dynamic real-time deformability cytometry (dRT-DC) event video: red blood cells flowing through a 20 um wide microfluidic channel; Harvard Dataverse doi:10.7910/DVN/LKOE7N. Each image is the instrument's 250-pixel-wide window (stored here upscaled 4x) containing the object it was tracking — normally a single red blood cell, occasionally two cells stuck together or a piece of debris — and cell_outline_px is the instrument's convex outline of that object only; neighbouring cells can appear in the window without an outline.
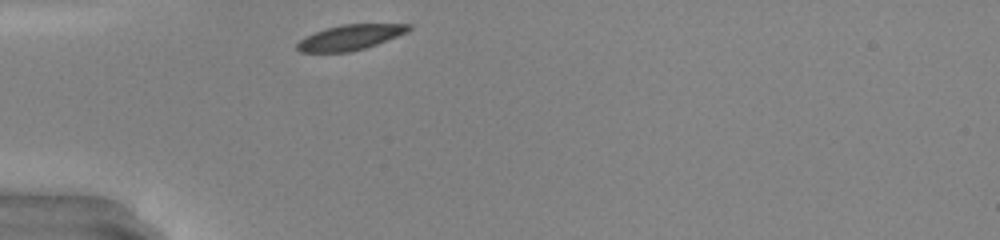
{"species": "common noctule bat (a hibernating species)", "species_latin": "Nyctalus noctula", "temperature_condition": "warm", "stored_images_in_passage": 26, "camera_frame_rate_fps": 3000, "um_per_image_px": 0.085, "animal": {"sex": "male", "body_mass_g": 20.0, "forearm_length_mm": 53.3}, "frame": {"image": 1, "passage_image": 1, "time_ms": 0.0, "image_size_px": [1000, 240], "cell_outline_px": [[412, 28], [408, 32], [376, 44], [364, 48], [348, 52], [300, 52], [296, 48], [296, 44], [304, 36], [328, 28], [344, 24], [412, 24]], "centroid_in_image_um": [29.77, 3.17], "position_along_channel_um": 55.2, "area_um2": 16.24}}
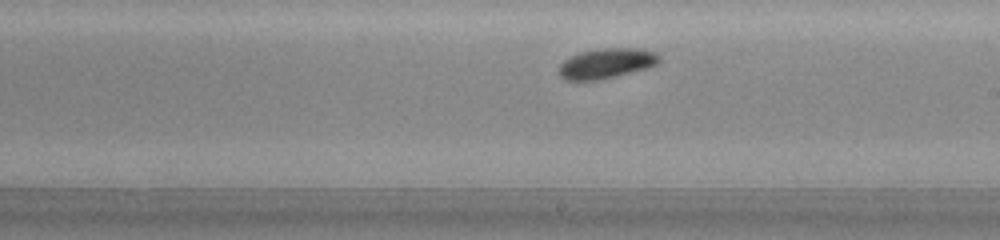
{"frame": {"image": 2, "passage_image": 15, "time_ms": 4.667, "image_size_px": [1000, 240], "cell_outline_px": [[660, 64], [648, 68], [600, 80], [564, 80], [556, 72], [560, 64], [564, 60], [580, 52], [600, 48], [644, 48], [656, 52], [660, 56]], "centroid_in_image_um": [51.57, 5.38], "position_along_channel_um": 237.4, "area_um2": 17.98}}
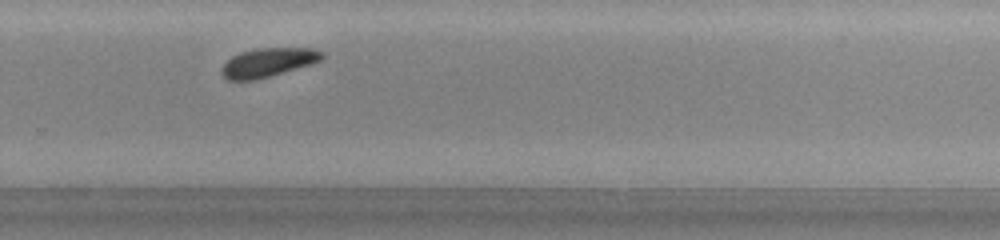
{"frame": {"image": 3, "passage_image": 20, "time_ms": 6.333, "image_size_px": [1000, 240], "cell_outline_px": [[324, 56], [320, 60], [312, 64], [256, 80], [228, 80], [220, 72], [220, 68], [232, 56], [240, 52], [256, 48], [312, 48], [324, 52]], "centroid_in_image_um": [22.78, 5.3], "position_along_channel_um": 307.0, "area_um2": 16.94}, "authors_computed_cell_mechanics": {"area_um2": 17.3111, "velocity_mm_per_s": 4.1742, "shape_relaxation_time_tau1_ms": 1.5395, "shape_relaxation_time_tau2_ms": null, "deformation_change_tau1": 0.0985, "deformation_change_tau2": null}}